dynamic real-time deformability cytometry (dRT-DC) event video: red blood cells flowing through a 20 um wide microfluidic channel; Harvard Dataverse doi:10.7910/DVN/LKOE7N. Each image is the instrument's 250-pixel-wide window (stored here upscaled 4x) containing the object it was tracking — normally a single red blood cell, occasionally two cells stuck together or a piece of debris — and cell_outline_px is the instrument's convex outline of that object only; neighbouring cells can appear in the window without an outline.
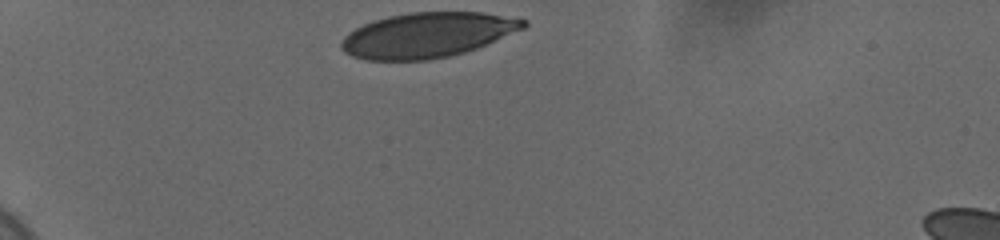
{"species": "human", "species_latin": "Homo sapiens", "temperature_condition": "cold", "stored_images_in_passage": 34, "camera_frame_rate_fps": 3000, "um_per_image_px": 0.085, "donor": {"sex": "female"}, "frame": {"image": 1, "passage_image": 1, "time_ms": 0.0, "image_size_px": [1000, 240], "cell_outline_px": [[528, 24], [524, 28], [476, 48], [464, 52], [448, 56], [428, 60], [364, 60], [352, 56], [344, 52], [340, 48], [340, 44], [344, 36], [348, 32], [364, 24], [388, 16], [408, 12], [484, 12], [528, 20]], "centroid_in_image_um": [36.3, 2.97], "position_along_channel_um": 48.7, "area_um2": 47.69}}
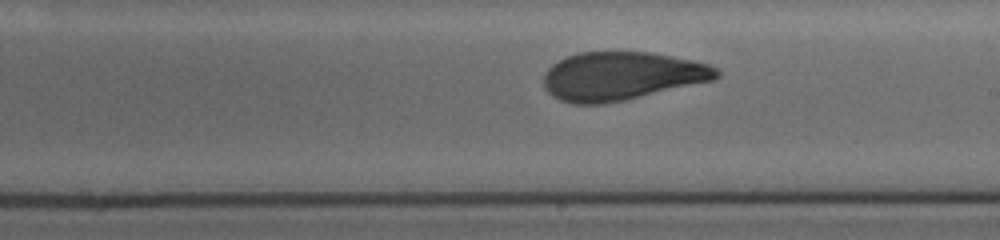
{"frame": {"image": 2, "passage_image": 20, "time_ms": 6.333, "image_size_px": [1000, 240], "cell_outline_px": [[720, 76], [716, 80], [624, 100], [604, 104], [572, 104], [560, 100], [552, 96], [544, 88], [544, 72], [552, 64], [568, 56], [580, 52], [652, 52], [692, 60], [708, 64], [716, 68], [720, 72]], "centroid_in_image_um": [52.84, 6.47], "position_along_channel_um": 236.2, "area_um2": 48.9}}
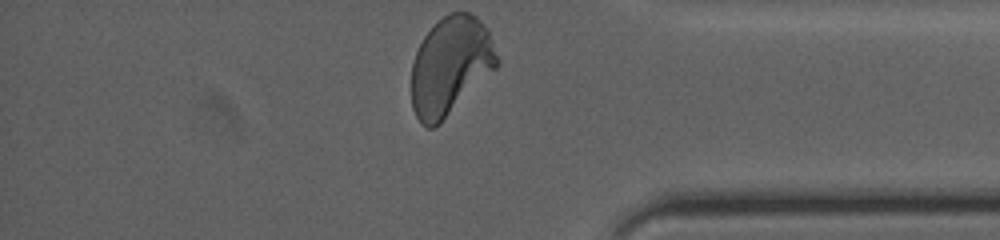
{"frame": {"image": 3, "passage_image": 34, "time_ms": 11.0, "image_size_px": [1000, 240], "cell_outline_px": [[500, 60], [496, 68], [440, 124], [432, 128], [428, 128], [416, 116], [412, 108], [412, 64], [416, 52], [424, 36], [448, 12], [468, 12], [476, 16], [480, 20], [488, 32]], "centroid_in_image_um": [38.29, 5.61], "position_along_channel_um": 396.9, "area_um2": 48.55}, "authors_computed_cell_mechanics": {"area_um2": 49.0433, "velocity_mm_per_s": 3.668, "shape_relaxation_time_tau1_ms": 7.8654, "shape_relaxation_time_tau2_ms": 0.9999, "deformation_change_tau1": 0.2026, "deformation_change_tau2": 0.0718}}